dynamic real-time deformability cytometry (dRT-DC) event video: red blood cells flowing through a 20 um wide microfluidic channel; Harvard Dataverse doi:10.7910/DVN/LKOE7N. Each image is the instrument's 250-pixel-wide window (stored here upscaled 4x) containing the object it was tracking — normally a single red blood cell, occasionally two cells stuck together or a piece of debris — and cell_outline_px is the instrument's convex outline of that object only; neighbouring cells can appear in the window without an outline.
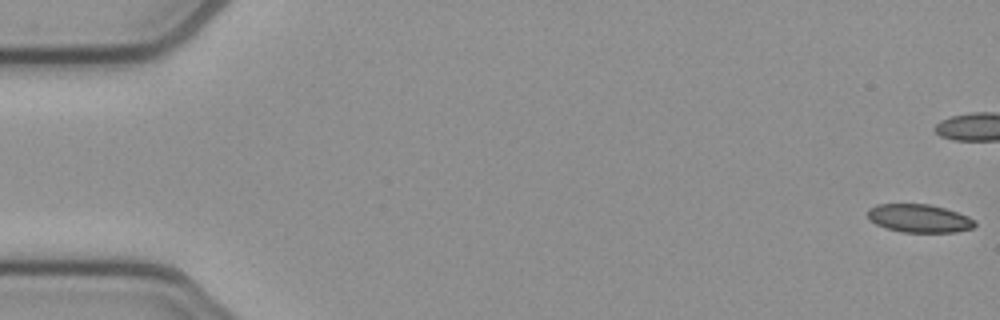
{"species": "common noctule bat (a hibernating species)", "species_latin": "Nyctalus noctula", "temperature_condition": "cold", "stored_images_in_passage": 42, "camera_frame_rate_fps": 3000, "um_per_image_px": 0.085, "animal": {"sex": "female", "body_mass_g": 21.9}, "frame": {"image": 1, "passage_image": 1, "time_ms": 0.0, "image_size_px": [1000, 320], "cell_outline_px": [[976, 224], [972, 228], [956, 232], [900, 232], [884, 228], [876, 224], [868, 216], [868, 208], [876, 204], [928, 204], [944, 208], [968, 216], [976, 220]], "centroid_in_image_um": [78.13, 18.56], "position_along_channel_um": 6.9, "area_um2": 17.63}}
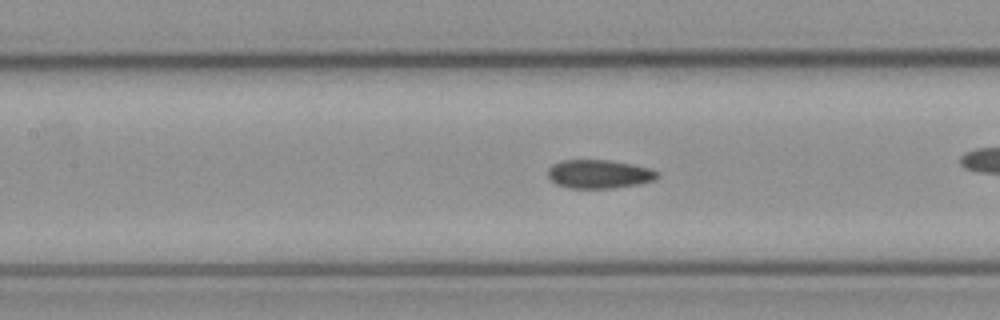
{"frame": {"image": 2, "passage_image": 24, "time_ms": 7.667, "image_size_px": [1000, 320], "cell_outline_px": [[660, 176], [656, 180], [640, 184], [612, 188], [568, 188], [556, 184], [548, 176], [548, 168], [552, 164], [560, 160], [608, 160], [632, 164], [648, 168], [660, 172]], "centroid_in_image_um": [50.94, 14.8], "position_along_channel_um": 156.5, "area_um2": 18.44}}